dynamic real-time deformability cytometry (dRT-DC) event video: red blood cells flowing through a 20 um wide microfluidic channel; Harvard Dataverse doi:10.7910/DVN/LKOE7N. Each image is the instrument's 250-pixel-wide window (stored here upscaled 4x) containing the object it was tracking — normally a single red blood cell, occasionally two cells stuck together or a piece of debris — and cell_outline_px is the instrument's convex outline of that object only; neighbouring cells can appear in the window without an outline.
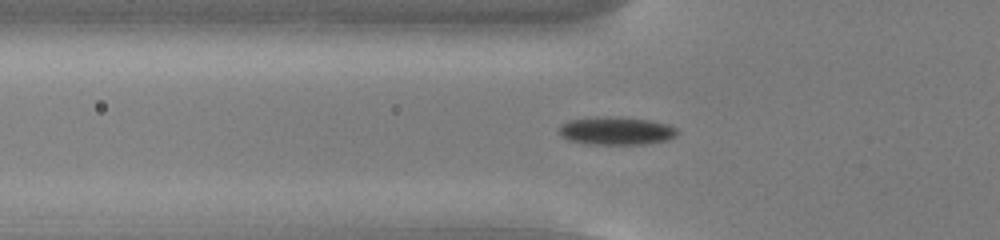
{"species": "common noctule bat (a hibernating species)", "species_latin": "Nyctalus noctula", "temperature_condition": "cold", "stored_images_in_passage": 51, "camera_frame_rate_fps": 3000, "um_per_image_px": 0.085, "animal": {"sex": "male", "body_mass_g": 13.0, "forearm_length_mm": 53.1}, "frame": {"image": 1, "passage_image": 19, "time_ms": 6.0, "image_size_px": [1000, 240], "cell_outline_px": [[680, 132], [676, 136], [668, 140], [644, 144], [588, 144], [568, 140], [560, 132], [560, 124], [568, 120], [596, 116], [616, 116], [652, 120], [668, 124], [676, 128]], "centroid_in_image_um": [52.42, 11.1], "position_along_channel_um": 73.4, "area_um2": 19.59}}
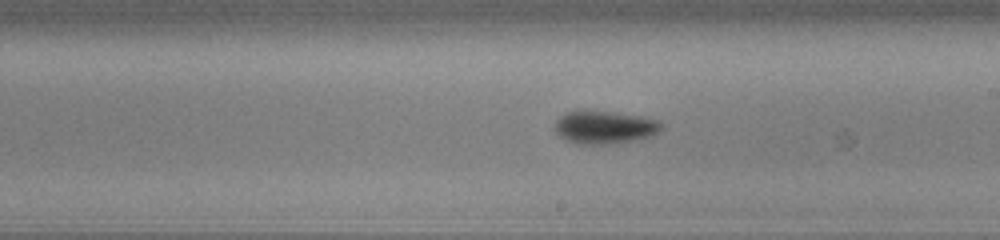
{"frame": {"image": 2, "passage_image": 32, "time_ms": 10.333, "image_size_px": [1000, 240], "cell_outline_px": [[664, 128], [660, 132], [652, 136], [612, 144], [580, 144], [568, 140], [560, 136], [556, 132], [556, 120], [560, 116], [568, 112], [584, 108], [640, 116], [656, 120], [664, 124]], "centroid_in_image_um": [51.41, 10.79], "position_along_channel_um": 237.6, "area_um2": 20.69}}
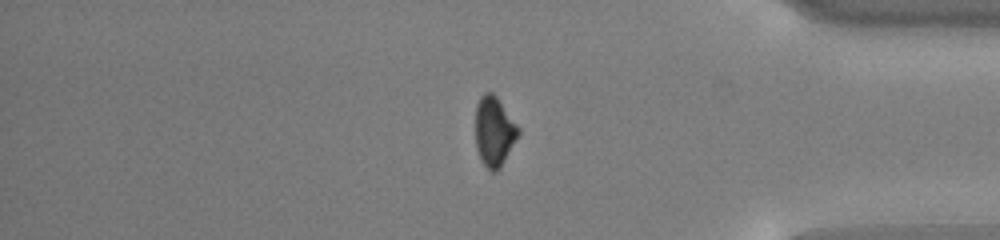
{"frame": {"image": 3, "passage_image": 46, "time_ms": 15.0, "image_size_px": [1000, 240], "cell_outline_px": [[520, 132], [500, 168], [496, 172], [492, 172], [480, 160], [476, 148], [476, 104], [480, 96], [484, 92], [492, 92], [496, 96], [520, 128]], "centroid_in_image_um": [41.99, 11.16], "position_along_channel_um": 393.2, "area_um2": 17.34}}